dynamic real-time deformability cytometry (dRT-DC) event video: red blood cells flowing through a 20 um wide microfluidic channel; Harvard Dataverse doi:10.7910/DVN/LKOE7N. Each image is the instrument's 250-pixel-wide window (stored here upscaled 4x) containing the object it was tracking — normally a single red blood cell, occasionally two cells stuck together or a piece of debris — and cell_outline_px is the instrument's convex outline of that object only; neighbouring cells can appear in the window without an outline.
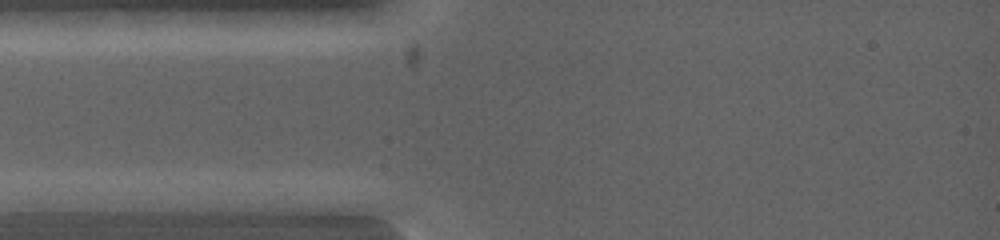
{"species": "common noctule bat (a hibernating species)", "species_latin": "Nyctalus noctula", "temperature_condition": "warm", "stored_images_in_passage": 3, "camera_frame_rate_fps": 5000, "um_per_image_px": 0.085, "animal": {"sex": "female", "body_mass_g": 19.0, "forearm_length_mm": 53.3}, "frame": {"image": 1, "passage_image": 1, "time_ms": 0.0, "image_size_px": [1000, 240], "cell_outline_px": [[124, 200], [96, 212], [16, 212], [12, 200], [112, 192]], "centroid_in_image_um": [5.78, 17.28], "position_along_channel_um": 79.2, "area_um2": 11.56}}